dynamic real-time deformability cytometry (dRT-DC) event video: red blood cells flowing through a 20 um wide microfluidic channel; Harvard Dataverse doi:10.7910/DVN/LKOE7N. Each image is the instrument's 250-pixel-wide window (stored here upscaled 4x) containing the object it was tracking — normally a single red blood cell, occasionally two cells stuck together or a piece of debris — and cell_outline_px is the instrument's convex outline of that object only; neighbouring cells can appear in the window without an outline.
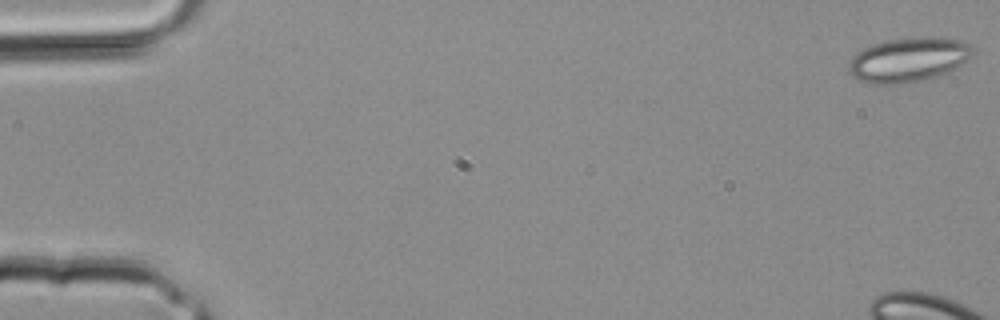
{"species": "common noctule bat (a hibernating species)", "species_latin": "Nyctalus noctula", "temperature_condition": "room temperature", "stored_images_in_passage": 4, "camera_frame_rate_fps": 3000, "um_per_image_px": 0.085, "animal": {"sex": "male", "body_mass_g": 20.4}, "frame": {"image": 1, "passage_image": 4, "time_ms": 1.0, "image_size_px": [1000, 320], "cell_outline_px": [[972, 56], [968, 60], [956, 68], [948, 72], [936, 76], [920, 80], [900, 84], [872, 84], [860, 80], [848, 68], [848, 60], [856, 52], [872, 44], [888, 40], [920, 36], [940, 36], [960, 40], [968, 44], [972, 48]], "centroid_in_image_um": [77.23, 5.05], "position_along_channel_um": 7.8, "area_um2": 32.19}}